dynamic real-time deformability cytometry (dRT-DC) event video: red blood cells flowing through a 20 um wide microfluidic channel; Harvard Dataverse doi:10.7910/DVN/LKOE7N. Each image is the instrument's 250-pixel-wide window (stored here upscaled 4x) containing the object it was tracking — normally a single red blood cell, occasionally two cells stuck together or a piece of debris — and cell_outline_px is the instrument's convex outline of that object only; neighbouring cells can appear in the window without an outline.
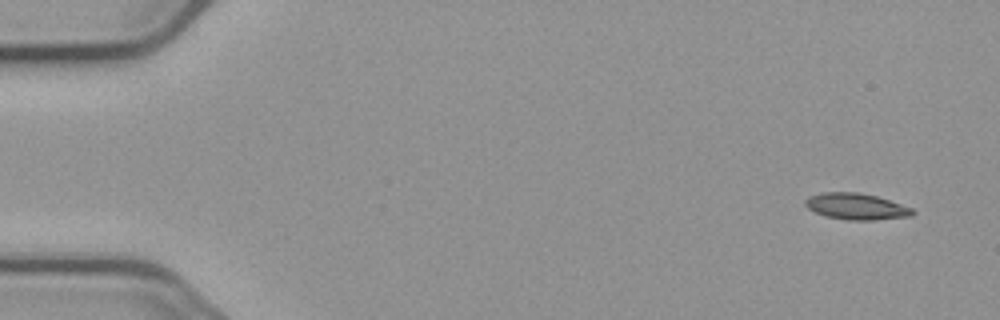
{"species": "common noctule bat (a hibernating species)", "species_latin": "Nyctalus noctula", "temperature_condition": "cold", "stored_images_in_passage": 5, "segment_of_instrument_passage": [1, 2], "camera_frame_rate_fps": 3000, "um_per_image_px": 0.085, "animal": {"sex": "male", "body_mass_g": 23.1, "forearm_length_mm": 52.7}, "frame": {"image": 1, "passage_image": 1, "time_ms": 0.0, "image_size_px": [1000, 320], "cell_outline_px": [[916, 212], [912, 216], [872, 220], [848, 220], [824, 216], [808, 208], [804, 204], [804, 200], [808, 196], [820, 192], [856, 192], [876, 196], [912, 208]], "centroid_in_image_um": [72.74, 17.55], "position_along_channel_um": 12.3, "area_um2": 16.47}}